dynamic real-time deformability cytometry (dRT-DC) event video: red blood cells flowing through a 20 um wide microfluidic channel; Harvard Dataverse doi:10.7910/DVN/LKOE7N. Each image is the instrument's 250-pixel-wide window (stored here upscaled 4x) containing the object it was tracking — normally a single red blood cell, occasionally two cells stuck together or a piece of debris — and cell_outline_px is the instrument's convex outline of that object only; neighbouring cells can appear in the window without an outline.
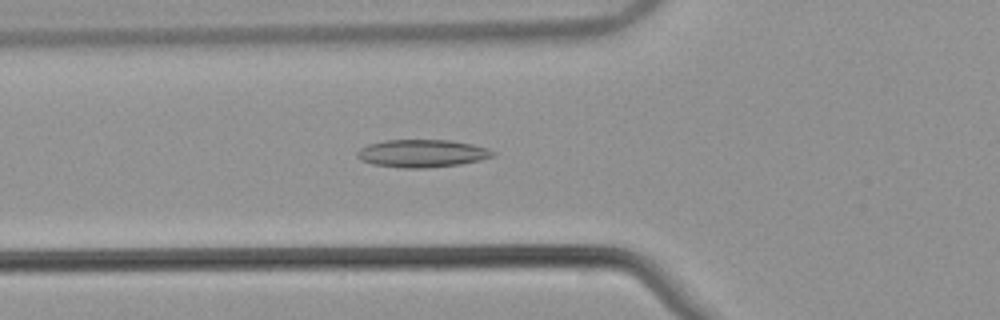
{"species": "common noctule bat (a hibernating species)", "species_latin": "Nyctalus noctula", "temperature_condition": "warm", "stored_images_in_passage": 42, "camera_frame_rate_fps": 3000, "um_per_image_px": 0.085, "animal": {"sex": "male", "body_mass_g": 21.5, "forearm_length_mm": 52.0}, "frame": {"image": 1, "passage_image": 8, "time_ms": 2.333, "image_size_px": [1000, 320], "cell_outline_px": [[496, 156], [480, 160], [460, 164], [424, 168], [400, 168], [372, 164], [360, 160], [356, 156], [356, 152], [360, 148], [368, 144], [384, 140], [448, 140], [472, 144], [488, 148], [496, 152]], "centroid_in_image_um": [35.87, 13.04], "position_along_channel_um": 89.9, "area_um2": 22.08}}
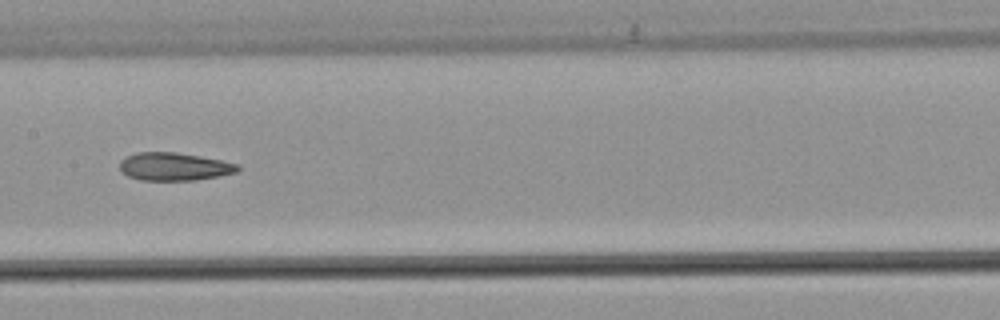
{"frame": {"image": 2, "passage_image": 16, "time_ms": 5.0, "image_size_px": [1000, 320], "cell_outline_px": [[240, 168], [236, 172], [220, 176], [196, 180], [140, 180], [128, 176], [120, 172], [120, 160], [136, 152], [176, 152], [200, 156], [240, 164]], "centroid_in_image_um": [14.8, 14.16], "position_along_channel_um": 192.6, "area_um2": 19.31}}
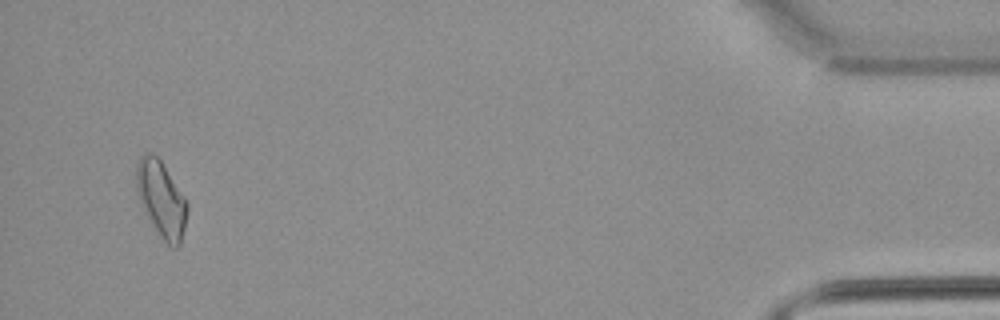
{"frame": {"image": 3, "passage_image": 40, "time_ms": 13.0, "image_size_px": [1000, 320], "cell_outline_px": [[188, 212], [180, 244], [176, 248], [172, 248], [160, 236], [148, 220], [140, 204], [136, 188], [136, 164], [140, 156], [144, 152], [156, 156], [160, 160], [184, 196], [188, 204]], "centroid_in_image_um": [13.69, 16.94], "position_along_channel_um": 421.5, "area_um2": 22.48}, "authors_computed_cell_mechanics": {"area_um2": 19.9699, "velocity_mm_per_s": 3.8354, "shape_relaxation_time_tau1_ms": null, "shape_relaxation_time_tau2_ms": 6.6584, "deformation_change_tau1": null, "deformation_change_tau2": 0.1564}}